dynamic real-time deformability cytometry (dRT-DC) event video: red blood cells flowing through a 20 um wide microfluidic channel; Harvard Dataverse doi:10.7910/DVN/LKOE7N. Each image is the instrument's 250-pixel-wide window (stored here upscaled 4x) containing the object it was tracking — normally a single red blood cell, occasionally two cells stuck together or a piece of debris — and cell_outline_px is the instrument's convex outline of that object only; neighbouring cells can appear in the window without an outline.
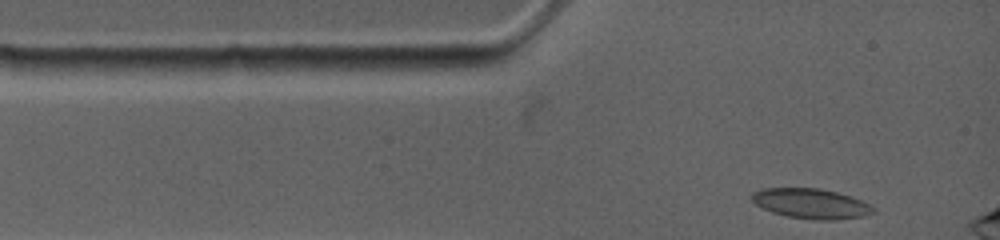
{"species": "common noctule bat (a hibernating species)", "species_latin": "Nyctalus noctula", "temperature_condition": "warm", "stored_images_in_passage": 3, "camera_frame_rate_fps": 4500, "um_per_image_px": 0.085, "animal": {"sex": "female", "body_mass_g": 19.0, "forearm_length_mm": 53.3}, "frame": {"image": 1, "passage_image": 1, "time_ms": 0.0, "image_size_px": [1000, 240], "cell_outline_px": [[876, 212], [864, 216], [836, 220], [812, 220], [788, 216], [772, 212], [756, 204], [752, 200], [752, 192], [764, 188], [820, 188], [836, 192], [860, 200], [876, 208]], "centroid_in_image_um": [68.95, 17.31], "position_along_channel_um": 16.0, "area_um2": 21.15}}
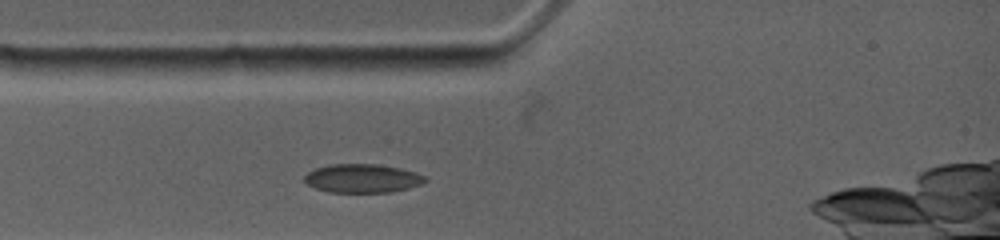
{"frame": {"image": 2, "passage_image": 3, "time_ms": 1.556, "image_size_px": [1000, 240], "cell_outline_px": [[428, 180], [420, 184], [408, 188], [392, 192], [328, 192], [316, 188], [308, 184], [304, 180], [304, 176], [308, 172], [316, 168], [328, 164], [376, 164], [400, 168], [416, 172], [424, 176]], "centroid_in_image_um": [30.8, 15.16], "position_along_channel_um": 54.2, "area_um2": 20.11}}